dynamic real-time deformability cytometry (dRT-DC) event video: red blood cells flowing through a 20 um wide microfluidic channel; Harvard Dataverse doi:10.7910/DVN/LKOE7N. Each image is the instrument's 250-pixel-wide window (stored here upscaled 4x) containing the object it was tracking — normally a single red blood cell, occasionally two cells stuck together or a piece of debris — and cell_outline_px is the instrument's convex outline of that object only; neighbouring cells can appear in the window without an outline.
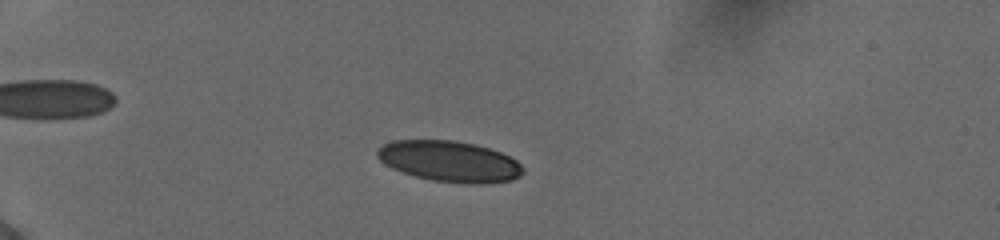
{"species": "human", "species_latin": "Homo sapiens", "temperature_condition": "cold", "stored_images_in_passage": 50, "camera_frame_rate_fps": 3000, "um_per_image_px": 0.085, "donor": {"sex": "female"}, "frame": {"image": 1, "passage_image": 12, "time_ms": 3.667, "image_size_px": [1000, 240], "cell_outline_px": [[524, 172], [520, 176], [512, 180], [484, 184], [464, 184], [432, 180], [416, 176], [392, 168], [384, 164], [376, 156], [376, 148], [392, 140], [452, 140], [472, 144], [488, 148], [500, 152], [516, 160], [524, 168]], "centroid_in_image_um": [38.2, 13.72], "position_along_channel_um": 46.8, "area_um2": 34.8}}
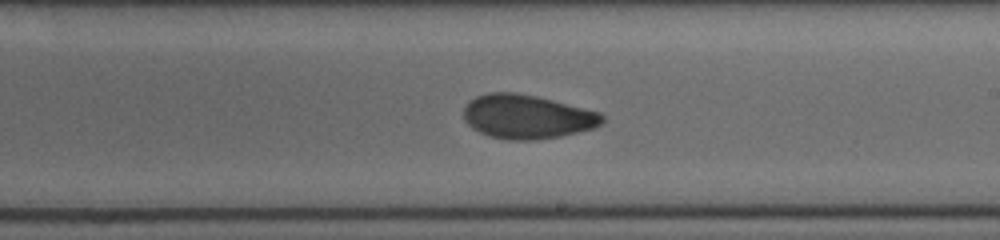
{"frame": {"image": 2, "passage_image": 31, "time_ms": 10.0, "image_size_px": [1000, 240], "cell_outline_px": [[604, 120], [596, 128], [560, 136], [536, 140], [508, 140], [488, 136], [472, 128], [464, 120], [464, 108], [476, 96], [488, 92], [516, 92], [536, 96], [600, 112], [604, 116]], "centroid_in_image_um": [44.8, 9.92], "position_along_channel_um": 244.2, "area_um2": 35.55}}
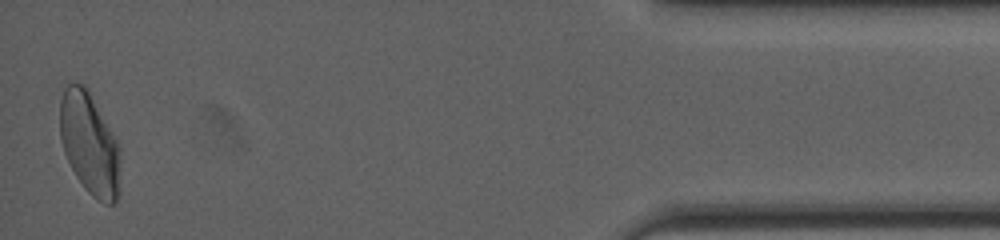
{"frame": {"image": 3, "passage_image": 50, "time_ms": 16.333, "image_size_px": [1000, 240], "cell_outline_px": [[120, 196], [116, 204], [104, 204], [96, 200], [88, 192], [76, 176], [64, 152], [60, 140], [60, 100], [64, 88], [68, 84], [84, 84], [116, 140], [120, 148]], "centroid_in_image_um": [7.63, 12.3], "position_along_channel_um": 427.6, "area_um2": 35.89}, "authors_computed_cell_mechanics": {"area_um2": 34.9401, "velocity_mm_per_s": 3.8955, "shape_relaxation_time_tau1_ms": 6.6767, "shape_relaxation_time_tau2_ms": 1.6128, "deformation_change_tau1": 0.1788, "deformation_change_tau2": 0.0665}}